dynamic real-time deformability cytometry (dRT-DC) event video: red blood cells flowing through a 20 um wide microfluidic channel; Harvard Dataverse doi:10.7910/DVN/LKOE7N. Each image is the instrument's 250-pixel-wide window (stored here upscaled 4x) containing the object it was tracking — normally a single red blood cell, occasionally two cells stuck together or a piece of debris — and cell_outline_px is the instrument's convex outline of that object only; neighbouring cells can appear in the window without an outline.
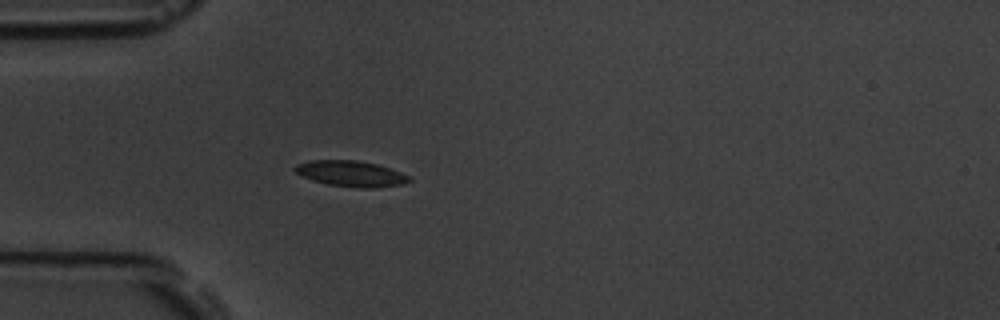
{"species": "common noctule bat (a hibernating species)", "species_latin": "Nyctalus noctula", "temperature_condition": "room temperature", "stored_images_in_passage": 42, "camera_frame_rate_fps": 3000, "um_per_image_px": 0.085, "animal": {"sex": "male", "body_mass_g": 19.5, "forearm_length_mm": 54.6}, "frame": {"image": 1, "passage_image": 1, "time_ms": 0.0, "image_size_px": [1000, 320], "cell_outline_px": [[412, 180], [404, 184], [376, 188], [356, 188], [328, 184], [312, 180], [296, 172], [292, 168], [296, 164], [312, 160], [356, 160], [376, 164], [400, 172], [408, 176]], "centroid_in_image_um": [29.83, 14.77], "position_along_channel_um": 55.2, "area_um2": 17.11}}
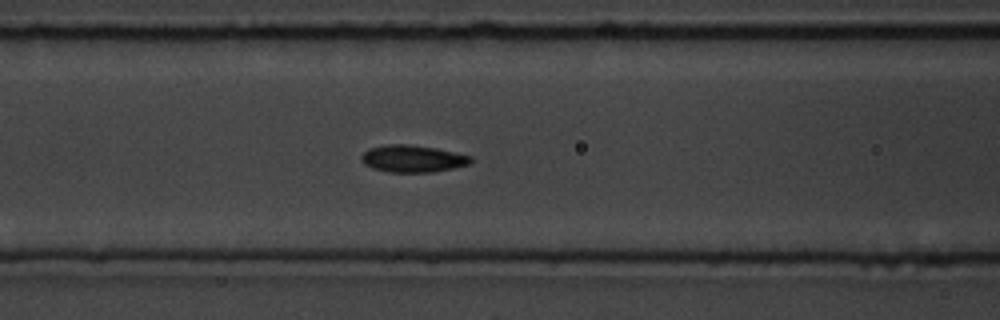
{"frame": {"image": 2, "passage_image": 8, "time_ms": 2.333, "image_size_px": [1000, 320], "cell_outline_px": [[472, 160], [468, 164], [452, 168], [432, 172], [388, 172], [372, 168], [364, 164], [360, 160], [360, 156], [368, 148], [388, 144], [408, 144], [436, 148], [472, 156]], "centroid_in_image_um": [35.03, 13.48], "position_along_channel_um": 131.6, "area_um2": 17.28}}
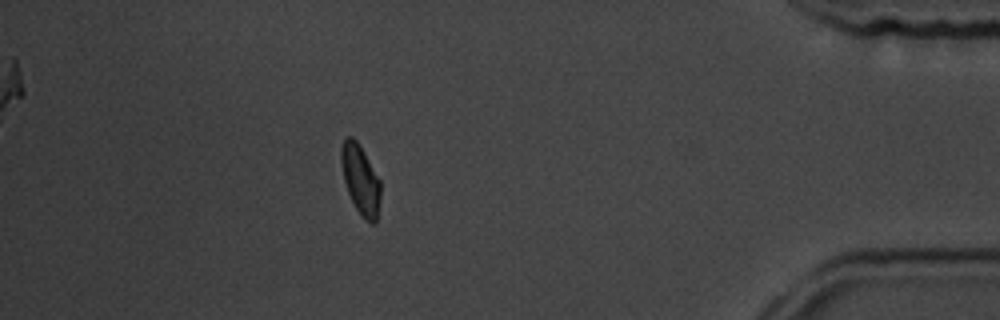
{"frame": {"image": 3, "passage_image": 35, "time_ms": 11.333, "image_size_px": [1000, 320], "cell_outline_px": [[380, 200], [376, 224], [372, 224], [356, 208], [348, 192], [344, 180], [340, 164], [340, 148], [344, 136], [352, 136], [356, 140], [364, 152], [380, 180]], "centroid_in_image_um": [30.62, 15.21], "position_along_channel_um": 404.6, "area_um2": 15.9}, "authors_computed_cell_mechanics": {"area_um2": 16.5886, "velocity_mm_per_s": 3.5494, "shape_relaxation_time_tau1_ms": 3.9073, "shape_relaxation_time_tau2_ms": 2.798, "deformation_change_tau1": 0.1088, "deformation_change_tau2": 0.0612}}